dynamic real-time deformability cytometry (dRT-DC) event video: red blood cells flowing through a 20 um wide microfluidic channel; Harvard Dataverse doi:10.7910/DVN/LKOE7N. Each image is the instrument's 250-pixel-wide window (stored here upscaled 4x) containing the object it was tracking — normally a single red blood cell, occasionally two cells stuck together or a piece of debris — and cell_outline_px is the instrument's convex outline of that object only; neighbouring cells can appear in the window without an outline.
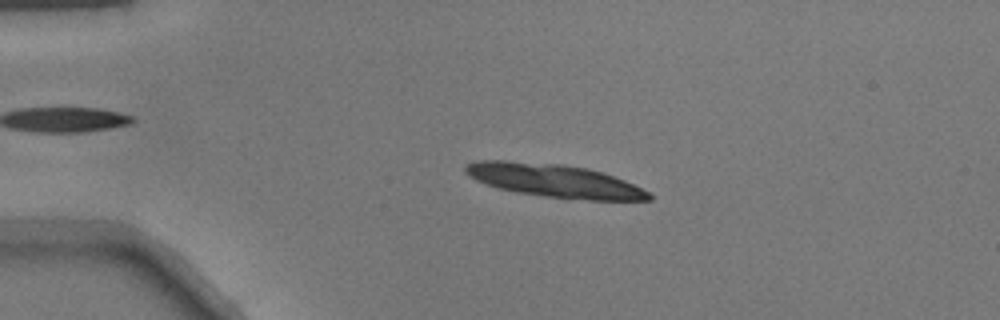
{"species": "common noctule bat (a hibernating species)", "species_latin": "Nyctalus noctula", "temperature_condition": "warm", "stored_images_in_passage": 25, "camera_frame_rate_fps": 3000, "um_per_image_px": 0.085, "animal": {"sex": "male", "body_mass_g": 17.9}, "frame": {"image": 1, "passage_image": 11, "time_ms": 3.333, "image_size_px": [1000, 320], "cell_outline_px": [[652, 200], [588, 200], [544, 196], [516, 192], [500, 188], [476, 180], [468, 176], [464, 172], [464, 164], [476, 160], [504, 160], [564, 164], [588, 168], [624, 180], [648, 192], [652, 196]], "centroid_in_image_um": [47.06, 15.34], "position_along_channel_um": 37.9, "area_um2": 35.32}}